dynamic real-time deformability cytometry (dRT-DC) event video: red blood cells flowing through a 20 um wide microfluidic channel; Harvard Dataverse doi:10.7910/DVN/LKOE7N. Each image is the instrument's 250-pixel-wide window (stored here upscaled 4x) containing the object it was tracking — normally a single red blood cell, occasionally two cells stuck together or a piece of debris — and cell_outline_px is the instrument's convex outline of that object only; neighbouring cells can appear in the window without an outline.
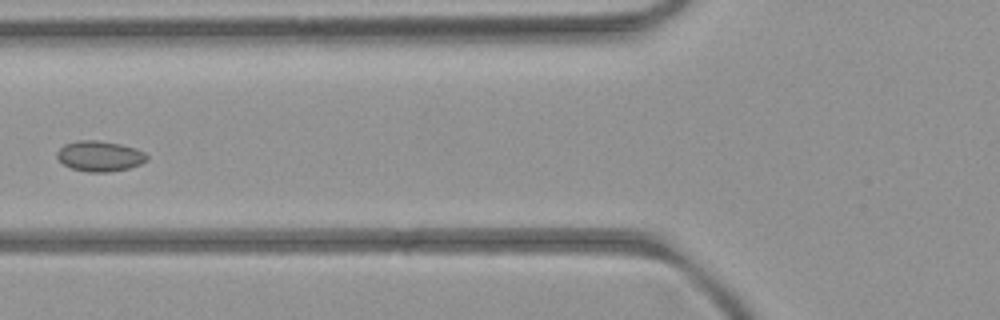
{"species": "common noctule bat (a hibernating species)", "species_latin": "Nyctalus noctula", "temperature_condition": "room temperature", "stored_images_in_passage": 7, "camera_frame_rate_fps": 3000, "um_per_image_px": 0.085, "animal": {"sex": "female", "body_mass_g": 21.9}, "frame": {"image": 1, "passage_image": 5, "time_ms": 4.667, "image_size_px": [1000, 320], "cell_outline_px": [[148, 160], [140, 164], [128, 168], [108, 172], [88, 172], [72, 168], [64, 164], [56, 156], [56, 152], [64, 144], [80, 140], [96, 140], [120, 144], [136, 148], [144, 152], [148, 156]], "centroid_in_image_um": [8.48, 13.26], "position_along_channel_um": 117.3, "area_um2": 15.9}}
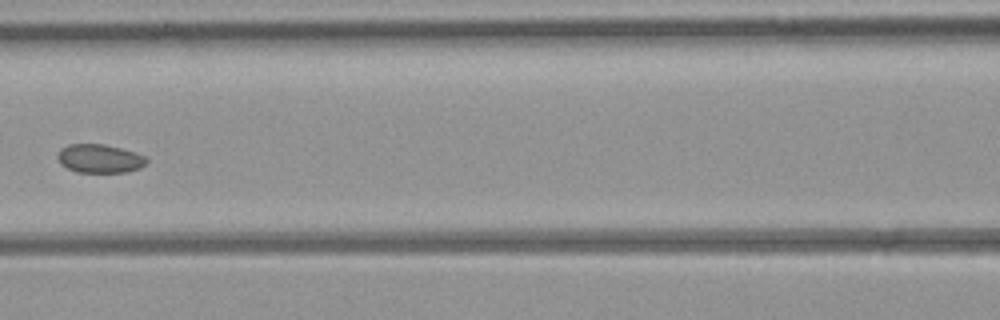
{"frame": {"image": 2, "passage_image": 6, "time_ms": 5.667, "image_size_px": [1000, 320], "cell_outline_px": [[148, 160], [140, 168], [128, 172], [76, 172], [60, 164], [56, 156], [56, 152], [60, 148], [68, 144], [104, 144], [136, 152], [144, 156]], "centroid_in_image_um": [8.43, 13.47], "position_along_channel_um": 158.2, "area_um2": 14.97}}
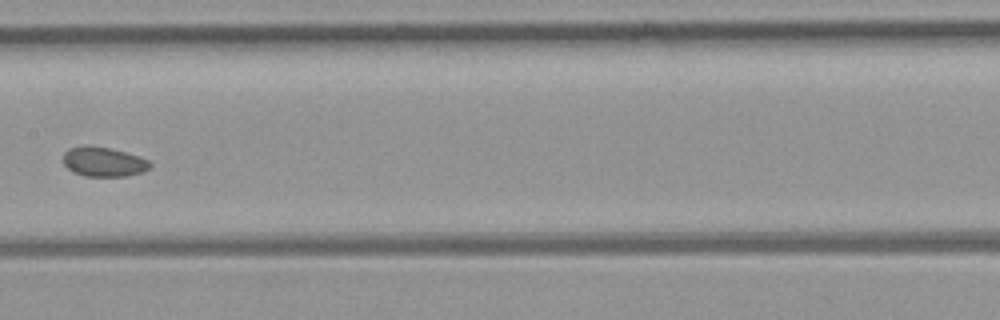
{"frame": {"image": 3, "passage_image": 7, "time_ms": 6.667, "image_size_px": [1000, 320], "cell_outline_px": [[152, 164], [148, 168], [140, 172], [128, 176], [84, 176], [72, 172], [64, 164], [64, 152], [68, 148], [108, 148], [140, 156], [148, 160]], "centroid_in_image_um": [8.82, 13.79], "position_along_channel_um": 198.6, "area_um2": 14.39}}